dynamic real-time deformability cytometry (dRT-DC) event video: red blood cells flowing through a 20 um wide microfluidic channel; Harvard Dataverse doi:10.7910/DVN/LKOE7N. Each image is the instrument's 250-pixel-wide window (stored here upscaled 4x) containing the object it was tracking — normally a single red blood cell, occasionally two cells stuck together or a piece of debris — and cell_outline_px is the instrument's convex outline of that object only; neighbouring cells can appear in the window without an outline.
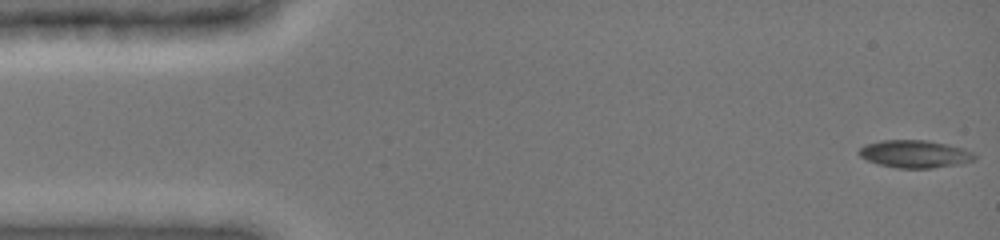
{"species": "common noctule bat (a hibernating species)", "species_latin": "Nyctalus noctula", "temperature_condition": "cold", "stored_images_in_passage": 2, "camera_frame_rate_fps": 3000, "um_per_image_px": 0.085, "animal": {"sex": "female", "body_mass_g": 19.0, "forearm_length_mm": 51.5}, "frame": {"image": 1, "passage_image": 1, "time_ms": 0.0, "image_size_px": [1000, 240], "cell_outline_px": [[976, 160], [956, 164], [928, 168], [900, 168], [880, 164], [868, 160], [860, 156], [856, 152], [864, 144], [880, 140], [928, 140], [948, 144], [964, 148], [976, 152]], "centroid_in_image_um": [77.78, 13.06], "position_along_channel_um": 7.2, "area_um2": 18.67}}